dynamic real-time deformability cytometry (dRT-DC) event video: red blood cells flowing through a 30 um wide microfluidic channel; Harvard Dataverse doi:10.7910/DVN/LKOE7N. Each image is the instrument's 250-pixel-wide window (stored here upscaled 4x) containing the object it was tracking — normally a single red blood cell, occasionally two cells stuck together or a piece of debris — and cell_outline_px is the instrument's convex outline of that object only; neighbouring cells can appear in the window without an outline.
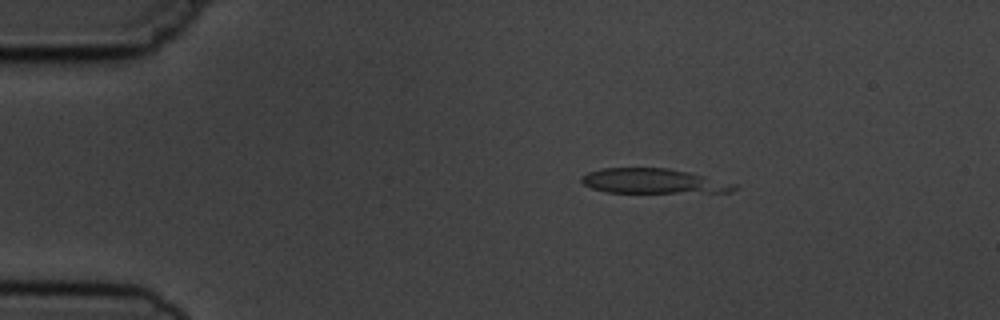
{"species": "common noctule bat (a hibernating species)", "species_latin": "Nyctalus noctula", "temperature_condition": "cold", "stored_images_in_passage": 3, "camera_frame_rate_fps": 3000, "um_per_image_px": 0.085, "animal": {"sex": "male", "body_mass_g": 19.5, "forearm_length_mm": 54.6}, "frame": {"image": 1, "passage_image": 1, "time_ms": 0.0, "image_size_px": [1000, 320], "cell_outline_px": [[736, 188], [732, 192], [608, 192], [592, 188], [584, 184], [580, 180], [580, 176], [588, 172], [600, 168], [668, 168], [688, 172], [736, 184]], "centroid_in_image_um": [55.47, 15.39], "position_along_channel_um": 29.5, "area_um2": 21.85}}